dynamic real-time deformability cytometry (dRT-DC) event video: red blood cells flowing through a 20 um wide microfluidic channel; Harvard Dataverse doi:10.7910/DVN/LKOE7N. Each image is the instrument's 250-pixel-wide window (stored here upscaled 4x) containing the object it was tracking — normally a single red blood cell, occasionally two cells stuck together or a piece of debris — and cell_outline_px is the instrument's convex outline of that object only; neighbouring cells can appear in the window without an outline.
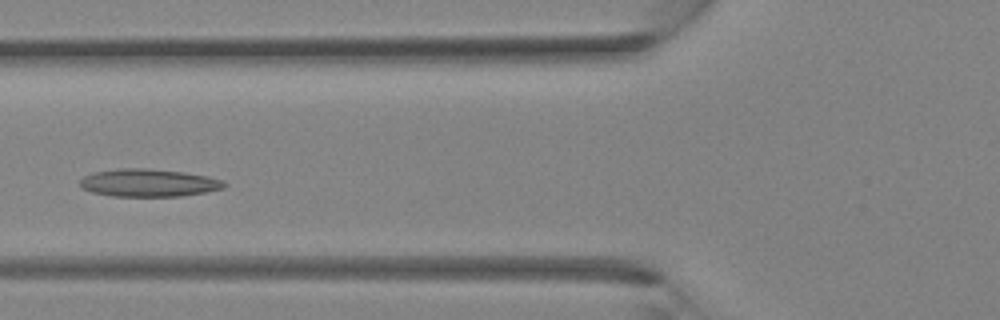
{"species": "Egyptian fruit bat (a non-hibernating species)", "species_latin": "Rousettus aegyptiacus", "temperature_condition": "room temperature", "stored_images_in_passage": 34, "camera_frame_rate_fps": 3000, "um_per_image_px": 0.085, "animal": {"sex": "female"}, "frame": {"image": 1, "passage_image": 12, "time_ms": 3.667, "image_size_px": [1000, 320], "cell_outline_px": [[228, 184], [224, 188], [184, 196], [112, 196], [92, 192], [80, 188], [80, 180], [84, 176], [92, 172], [120, 168], [144, 168], [184, 172], [208, 176], [224, 180]], "centroid_in_image_um": [12.63, 15.54], "position_along_channel_um": 113.2, "area_um2": 23.47}}
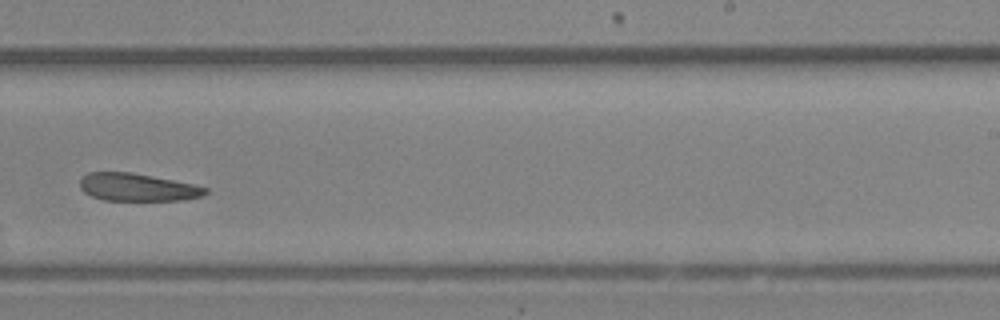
{"frame": {"image": 2, "passage_image": 21, "time_ms": 6.667, "image_size_px": [1000, 320], "cell_outline_px": [[208, 192], [204, 196], [184, 200], [104, 200], [92, 196], [84, 192], [80, 188], [80, 180], [88, 172], [128, 172], [152, 176], [192, 184], [208, 188]], "centroid_in_image_um": [11.69, 15.92], "position_along_channel_um": 277.3, "area_um2": 20.11}}
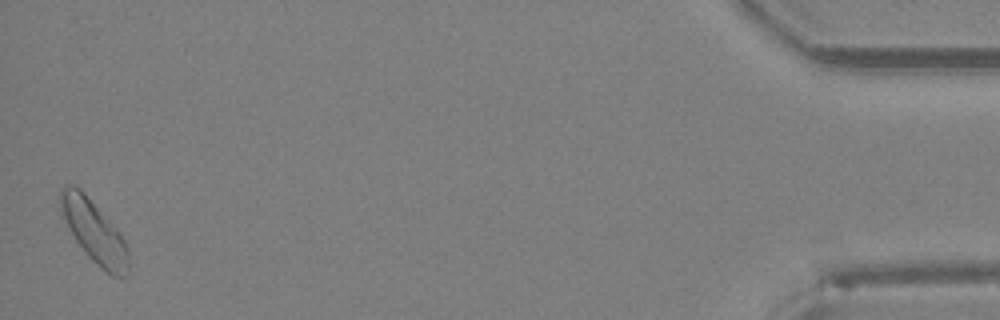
{"frame": {"image": 3, "passage_image": 34, "time_ms": 11.0, "image_size_px": [1000, 320], "cell_outline_px": [[128, 276], [112, 276], [100, 268], [88, 256], [76, 240], [64, 220], [60, 212], [60, 188], [64, 184], [72, 184], [80, 188], [84, 192], [120, 232], [124, 240], [128, 252]], "centroid_in_image_um": [7.98, 19.66], "position_along_channel_um": 427.2, "area_um2": 24.57}}